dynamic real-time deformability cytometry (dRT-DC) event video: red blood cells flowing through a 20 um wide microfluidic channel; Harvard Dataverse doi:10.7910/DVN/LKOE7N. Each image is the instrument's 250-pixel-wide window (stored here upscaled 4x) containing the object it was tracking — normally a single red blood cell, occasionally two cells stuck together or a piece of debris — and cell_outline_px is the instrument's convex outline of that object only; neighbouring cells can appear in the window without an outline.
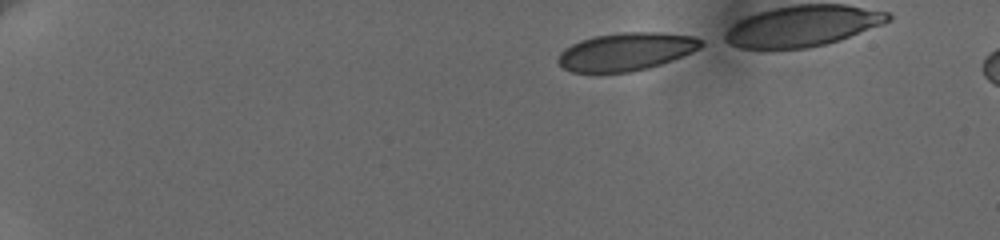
{"species": "human", "species_latin": "Homo sapiens", "temperature_condition": "cold", "stored_images_in_passage": 13, "camera_frame_rate_fps": 3000, "um_per_image_px": 0.085, "donor": {"sex": "female"}, "frame": {"image": 1, "passage_image": 1, "time_ms": 0.0, "image_size_px": [1000, 240], "cell_outline_px": [[704, 44], [700, 48], [692, 52], [672, 60], [648, 68], [632, 72], [572, 72], [564, 68], [556, 60], [560, 52], [564, 48], [580, 40], [596, 36], [620, 32], [656, 32], [692, 36], [700, 40]], "centroid_in_image_um": [53.19, 4.39], "position_along_channel_um": 31.8, "area_um2": 31.44}}
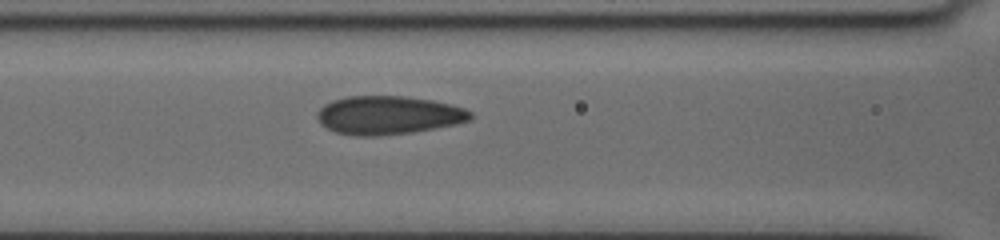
{"frame": {"image": 2, "passage_image": 9, "time_ms": 5.667, "image_size_px": [1000, 240], "cell_outline_px": [[472, 120], [456, 124], [412, 132], [380, 136], [356, 136], [336, 132], [320, 124], [316, 116], [316, 112], [324, 104], [332, 100], [348, 96], [404, 96], [432, 100], [452, 104], [464, 108], [472, 112]], "centroid_in_image_um": [33.0, 9.79], "position_along_channel_um": 133.6, "area_um2": 34.56}}
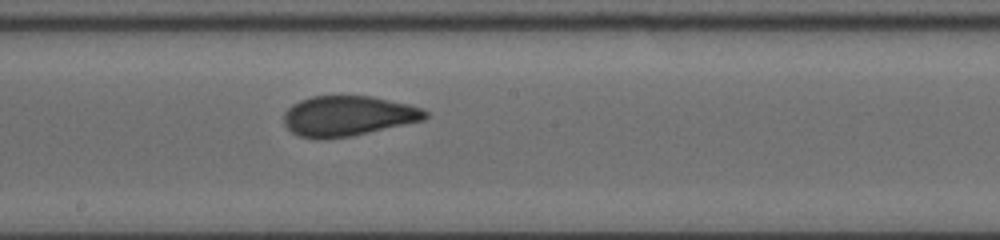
{"frame": {"image": 3, "passage_image": 13, "time_ms": 8.0, "image_size_px": [1000, 240], "cell_outline_px": [[428, 116], [424, 120], [348, 136], [300, 136], [292, 132], [284, 124], [284, 112], [292, 104], [300, 100], [312, 96], [372, 96], [408, 104], [424, 108], [428, 112]], "centroid_in_image_um": [29.61, 9.81], "position_along_channel_um": 218.6, "area_um2": 32.31}}